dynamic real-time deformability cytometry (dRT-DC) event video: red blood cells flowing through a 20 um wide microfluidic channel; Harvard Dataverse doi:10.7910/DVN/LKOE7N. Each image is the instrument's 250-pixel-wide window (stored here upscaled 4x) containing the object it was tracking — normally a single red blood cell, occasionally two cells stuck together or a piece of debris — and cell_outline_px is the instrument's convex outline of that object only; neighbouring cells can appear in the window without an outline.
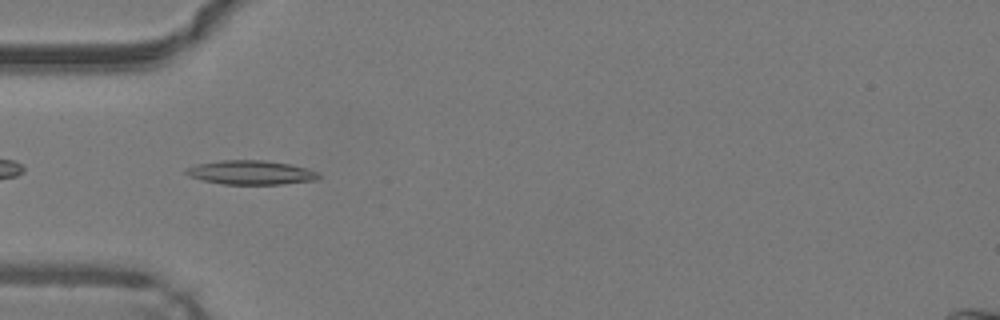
{"species": "common noctule bat (a hibernating species)", "species_latin": "Nyctalus noctula", "temperature_condition": "warm", "stored_images_in_passage": 26, "camera_frame_rate_fps": 3000, "um_per_image_px": 0.085, "animal": {"sex": "male", "body_mass_g": 19.2, "forearm_length_mm": 51.8}, "frame": {"image": 1, "passage_image": 15, "time_ms": 4.667, "image_size_px": [1000, 320], "cell_outline_px": [[320, 180], [284, 184], [224, 184], [204, 180], [188, 176], [184, 172], [184, 168], [196, 164], [220, 160], [264, 160], [288, 164], [320, 172]], "centroid_in_image_um": [21.33, 14.66], "position_along_channel_um": 63.7, "area_um2": 18.73}}
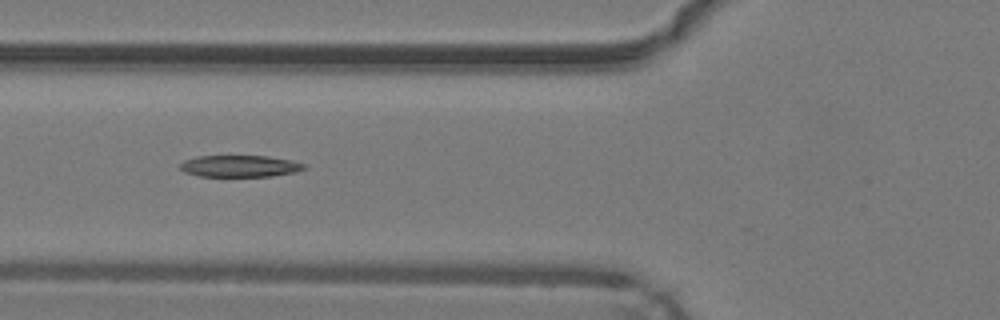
{"frame": {"image": 2, "passage_image": 18, "time_ms": 5.667, "image_size_px": [1000, 320], "cell_outline_px": [[308, 168], [296, 172], [272, 176], [200, 176], [184, 172], [180, 168], [180, 164], [184, 160], [196, 156], [268, 156], [292, 160], [304, 164]], "centroid_in_image_um": [20.4, 14.11], "position_along_channel_um": 105.4, "area_um2": 15.72}}